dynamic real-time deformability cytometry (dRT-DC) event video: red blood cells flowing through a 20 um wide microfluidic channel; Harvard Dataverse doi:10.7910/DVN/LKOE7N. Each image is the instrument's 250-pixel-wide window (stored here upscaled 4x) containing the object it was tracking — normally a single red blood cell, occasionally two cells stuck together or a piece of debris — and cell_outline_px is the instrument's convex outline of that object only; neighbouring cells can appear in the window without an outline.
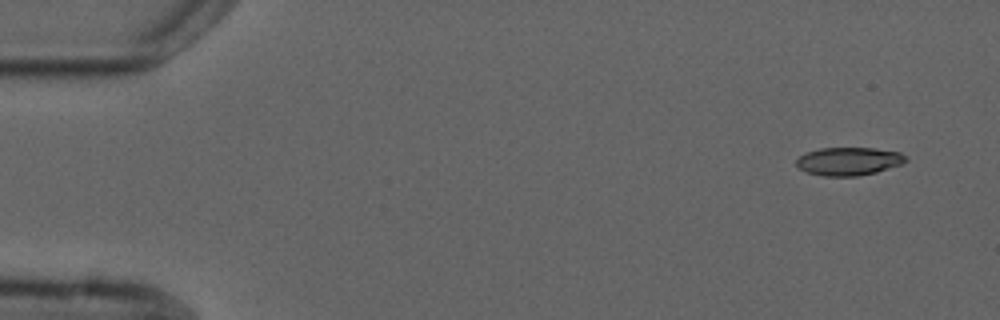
{"species": "common noctule bat (a hibernating species)", "species_latin": "Nyctalus noctula", "temperature_condition": "cold", "stored_images_in_passage": 4, "camera_frame_rate_fps": 3000, "um_per_image_px": 0.085, "animal": {"sex": "male", "forearm_length_mm": 52.5}, "frame": {"image": 1, "passage_image": 1, "time_ms": 0.0, "image_size_px": [1000, 320], "cell_outline_px": [[908, 160], [900, 164], [876, 172], [860, 176], [824, 176], [808, 172], [800, 168], [796, 164], [796, 160], [804, 152], [820, 148], [872, 148], [900, 152]], "centroid_in_image_um": [72.12, 13.7], "position_along_channel_um": 12.9, "area_um2": 17.8}}
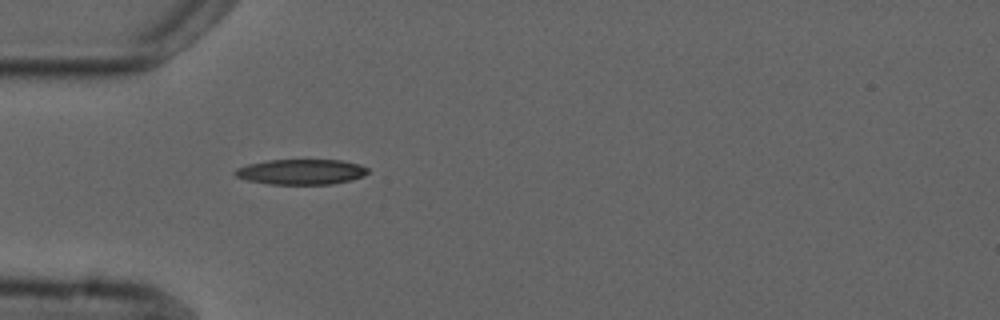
{"frame": {"image": 2, "passage_image": 4, "time_ms": 4.333, "image_size_px": [1000, 320], "cell_outline_px": [[368, 172], [364, 176], [332, 184], [268, 184], [248, 180], [236, 176], [232, 172], [236, 168], [248, 164], [268, 160], [340, 160], [360, 164], [368, 168]], "centroid_in_image_um": [25.58, 14.6], "position_along_channel_um": 59.4, "area_um2": 19.54}}